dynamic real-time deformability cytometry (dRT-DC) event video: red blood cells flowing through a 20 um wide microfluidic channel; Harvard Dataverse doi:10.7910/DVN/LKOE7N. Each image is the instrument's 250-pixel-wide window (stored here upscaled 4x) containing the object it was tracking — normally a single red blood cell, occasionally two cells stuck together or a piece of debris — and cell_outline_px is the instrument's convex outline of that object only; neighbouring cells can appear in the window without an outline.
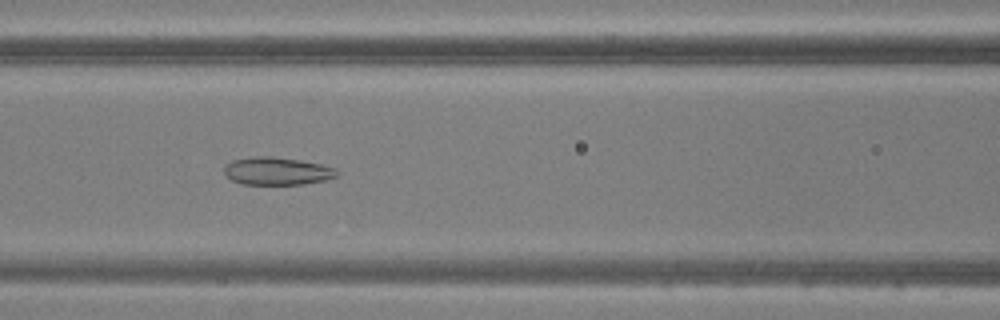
{"species": "common noctule bat (a hibernating species)", "species_latin": "Nyctalus noctula", "temperature_condition": "warm", "stored_images_in_passage": 41, "segment_of_instrument_passage": [1, 2], "camera_frame_rate_fps": 3000, "um_per_image_px": 0.085, "animal": {"sex": "male", "body_mass_g": 20.5, "forearm_length_mm": 52.5}, "frame": {"image": 1, "passage_image": 12, "time_ms": 3.667, "image_size_px": [1000, 320], "cell_outline_px": [[340, 172], [336, 176], [328, 180], [304, 184], [240, 184], [232, 180], [224, 172], [224, 168], [232, 160], [256, 156], [272, 156], [300, 160], [320, 164], [336, 168]], "centroid_in_image_um": [23.59, 14.54], "position_along_channel_um": 143.0, "area_um2": 18.26}}
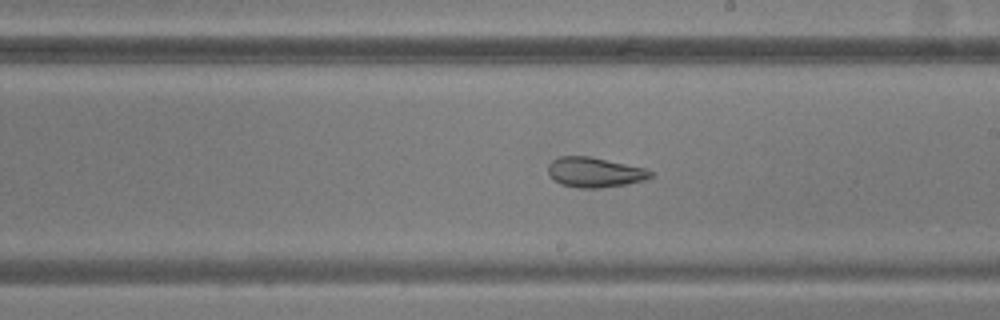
{"frame": {"image": 2, "passage_image": 19, "time_ms": 6.0, "image_size_px": [1000, 320], "cell_outline_px": [[652, 176], [644, 180], [628, 184], [600, 188], [576, 188], [560, 184], [548, 172], [548, 164], [552, 160], [560, 156], [588, 156], [648, 168], [652, 172]], "centroid_in_image_um": [50.57, 14.64], "position_along_channel_um": 238.4, "area_um2": 17.98}}
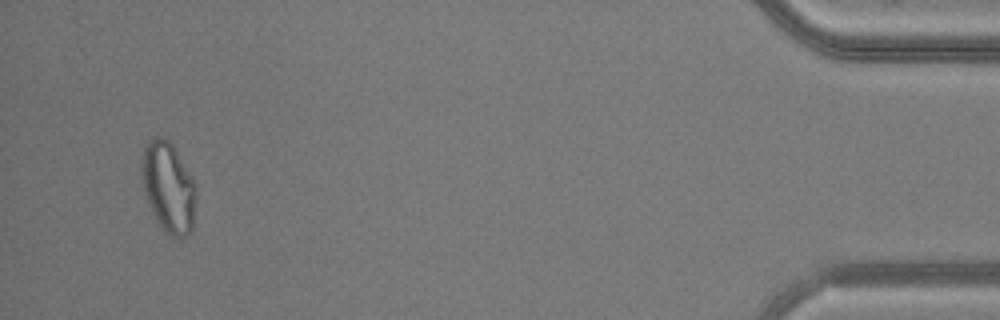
{"frame": {"image": 3, "passage_image": 38, "time_ms": 12.333, "image_size_px": [1000, 320], "cell_outline_px": [[196, 196], [192, 232], [188, 236], [180, 240], [172, 236], [160, 228], [148, 204], [144, 192], [140, 168], [140, 160], [144, 144], [148, 140], [156, 136], [168, 140], [172, 144], [196, 184]], "centroid_in_image_um": [14.3, 15.94], "position_along_channel_um": 420.9, "area_um2": 29.25}}